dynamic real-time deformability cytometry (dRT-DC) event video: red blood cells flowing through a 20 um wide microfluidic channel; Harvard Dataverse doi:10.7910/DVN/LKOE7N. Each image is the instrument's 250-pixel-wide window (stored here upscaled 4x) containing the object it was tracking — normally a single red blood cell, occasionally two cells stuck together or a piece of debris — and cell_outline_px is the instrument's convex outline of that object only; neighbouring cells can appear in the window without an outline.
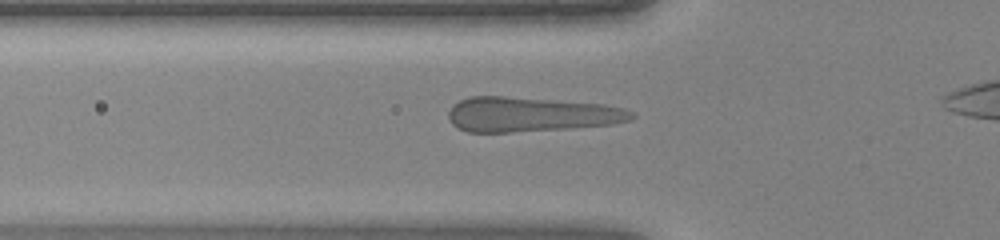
{"species": "human", "species_latin": "Homo sapiens", "temperature_condition": "warm", "stored_images_in_passage": 34, "camera_frame_rate_fps": 3000, "um_per_image_px": 0.085, "donor": {"sex": "female"}, "frame": {"image": 1, "passage_image": 10, "time_ms": 3.0, "image_size_px": [1000, 240], "cell_outline_px": [[636, 116], [632, 120], [612, 124], [568, 128], [512, 132], [468, 132], [452, 124], [448, 116], [448, 112], [452, 104], [468, 96], [504, 96], [604, 104], [624, 108], [632, 112]], "centroid_in_image_um": [45.11, 9.72], "position_along_channel_um": 80.7, "area_um2": 37.05}}
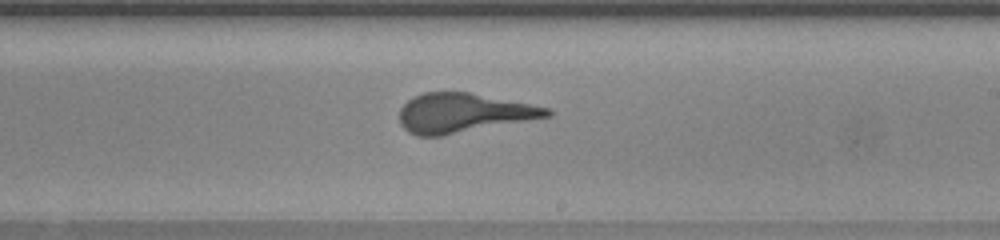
{"frame": {"image": 2, "passage_image": 21, "time_ms": 6.667, "image_size_px": [1000, 240], "cell_outline_px": [[552, 116], [444, 136], [416, 136], [408, 132], [400, 124], [400, 108], [412, 96], [424, 92], [468, 92], [552, 108]], "centroid_in_image_um": [39.38, 9.61], "position_along_channel_um": 249.6, "area_um2": 34.04}}
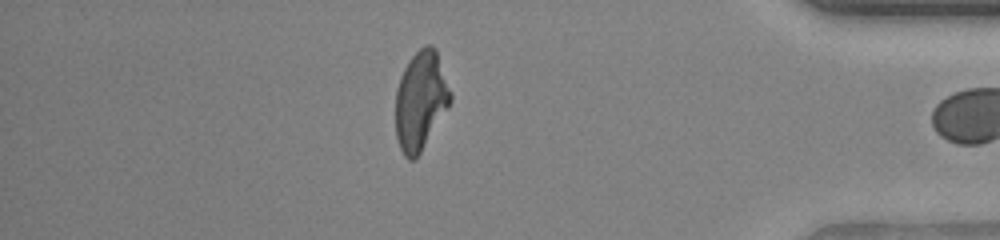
{"frame": {"image": 3, "passage_image": 33, "time_ms": 10.667, "image_size_px": [1000, 240], "cell_outline_px": [[452, 100], [448, 108], [416, 160], [408, 160], [404, 156], [400, 148], [396, 136], [396, 88], [400, 76], [408, 60], [424, 44], [432, 44], [436, 48], [452, 92]], "centroid_in_image_um": [35.77, 8.54], "position_along_channel_um": 399.4, "area_um2": 32.02}}